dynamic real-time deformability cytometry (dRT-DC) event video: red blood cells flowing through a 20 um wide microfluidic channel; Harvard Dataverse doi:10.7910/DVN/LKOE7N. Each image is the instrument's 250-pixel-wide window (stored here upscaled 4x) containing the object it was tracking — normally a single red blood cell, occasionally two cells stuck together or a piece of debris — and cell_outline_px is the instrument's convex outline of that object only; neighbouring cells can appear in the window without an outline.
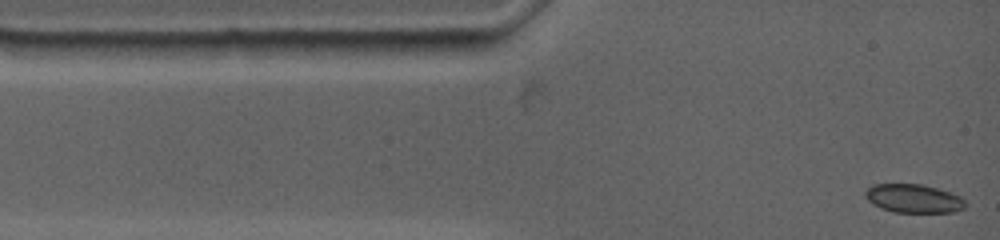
{"species": "common noctule bat (a hibernating species)", "species_latin": "Nyctalus noctula", "temperature_condition": "warm", "stored_images_in_passage": 9, "segment_of_instrument_passage": [1, 2], "camera_frame_rate_fps": 4500, "um_per_image_px": 0.085, "animal": {"sex": "female", "body_mass_g": 19.0, "forearm_length_mm": 53.3}, "frame": {"image": 1, "passage_image": 1, "time_ms": 0.0, "image_size_px": [1000, 240], "cell_outline_px": [[964, 208], [952, 212], [892, 212], [880, 208], [872, 204], [864, 196], [864, 192], [872, 184], [924, 184], [960, 196], [964, 200]], "centroid_in_image_um": [77.59, 16.87], "position_along_channel_um": 7.4, "area_um2": 16.65}}
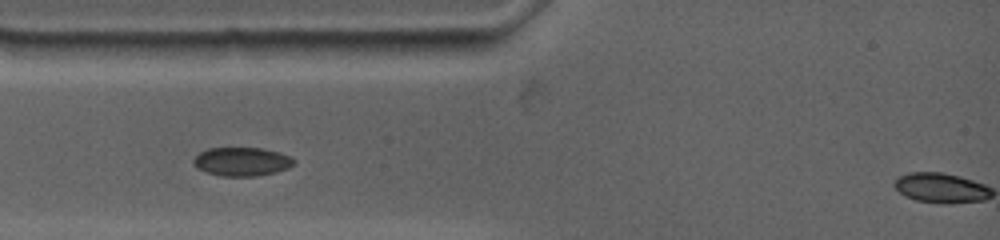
{"frame": {"image": 2, "passage_image": 6, "time_ms": 2.667, "image_size_px": [1000, 240], "cell_outline_px": [[296, 164], [288, 168], [276, 172], [256, 176], [220, 176], [208, 172], [200, 168], [192, 160], [200, 152], [208, 148], [260, 148], [280, 152], [292, 156], [296, 160]], "centroid_in_image_um": [20.64, 13.73], "position_along_channel_um": 64.4, "area_um2": 16.76}}
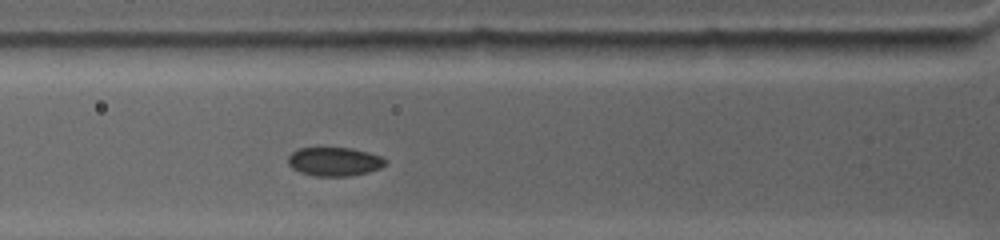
{"frame": {"image": 3, "passage_image": 8, "time_ms": 3.556, "image_size_px": [1000, 240], "cell_outline_px": [[388, 164], [380, 168], [368, 172], [348, 176], [316, 176], [300, 172], [292, 168], [288, 164], [288, 156], [296, 148], [352, 148], [368, 152], [380, 156], [388, 160]], "centroid_in_image_um": [28.44, 13.73], "position_along_channel_um": 97.4, "area_um2": 16.42}}